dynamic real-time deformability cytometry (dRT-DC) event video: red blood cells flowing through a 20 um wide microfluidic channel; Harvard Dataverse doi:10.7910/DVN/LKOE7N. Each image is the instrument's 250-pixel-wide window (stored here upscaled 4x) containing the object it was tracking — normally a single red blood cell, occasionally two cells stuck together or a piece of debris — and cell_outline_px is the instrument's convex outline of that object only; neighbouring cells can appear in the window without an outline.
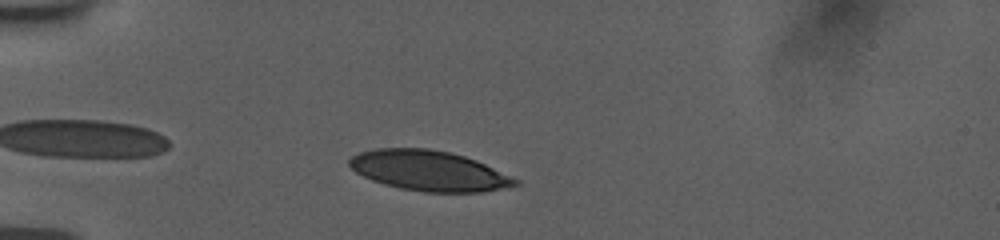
{"species": "human", "species_latin": "Homo sapiens", "temperature_condition": "room temperature", "stored_images_in_passage": 36, "camera_frame_rate_fps": 3000, "um_per_image_px": 0.085, "donor": {"sex": "female"}, "frame": {"image": 1, "passage_image": 1, "time_ms": 0.0, "image_size_px": [1000, 240], "cell_outline_px": [[520, 184], [508, 188], [480, 192], [424, 192], [400, 188], [384, 184], [372, 180], [356, 172], [348, 164], [348, 160], [352, 156], [360, 152], [376, 148], [428, 148], [452, 152], [476, 160], [520, 180]], "centroid_in_image_um": [36.48, 14.51], "position_along_channel_um": 48.5, "area_um2": 39.02}}
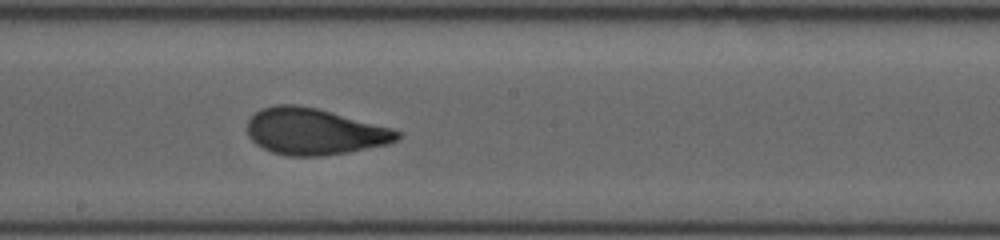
{"frame": {"image": 2, "passage_image": 17, "time_ms": 5.333, "image_size_px": [1000, 240], "cell_outline_px": [[400, 136], [396, 140], [388, 144], [348, 152], [320, 156], [288, 156], [272, 152], [256, 144], [248, 136], [248, 120], [260, 108], [276, 104], [296, 104], [316, 108], [332, 112], [392, 128], [400, 132]], "centroid_in_image_um": [26.69, 11.18], "position_along_channel_um": 221.5, "area_um2": 40.46}}
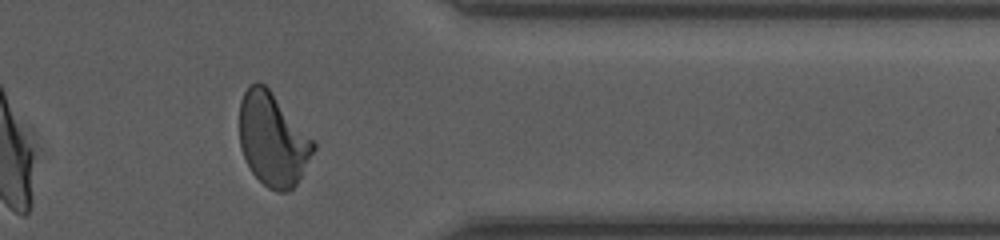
{"frame": {"image": 3, "passage_image": 31, "time_ms": 10.0, "image_size_px": [1000, 240], "cell_outline_px": [[316, 148], [296, 184], [288, 192], [276, 192], [268, 188], [252, 172], [240, 148], [240, 100], [244, 92], [256, 80], [264, 84], [268, 88], [316, 140]], "centroid_in_image_um": [23.21, 11.85], "position_along_channel_um": 388.2, "area_um2": 40.17}, "authors_computed_cell_mechanics": {"area_um2": 40.1132, "velocity_mm_per_s": 3.7602, "shape_relaxation_time_tau1_ms": 5.0184, "shape_relaxation_time_tau2_ms": 0.8987, "deformation_change_tau1": 0.1957, "deformation_change_tau2": 0.0696}}